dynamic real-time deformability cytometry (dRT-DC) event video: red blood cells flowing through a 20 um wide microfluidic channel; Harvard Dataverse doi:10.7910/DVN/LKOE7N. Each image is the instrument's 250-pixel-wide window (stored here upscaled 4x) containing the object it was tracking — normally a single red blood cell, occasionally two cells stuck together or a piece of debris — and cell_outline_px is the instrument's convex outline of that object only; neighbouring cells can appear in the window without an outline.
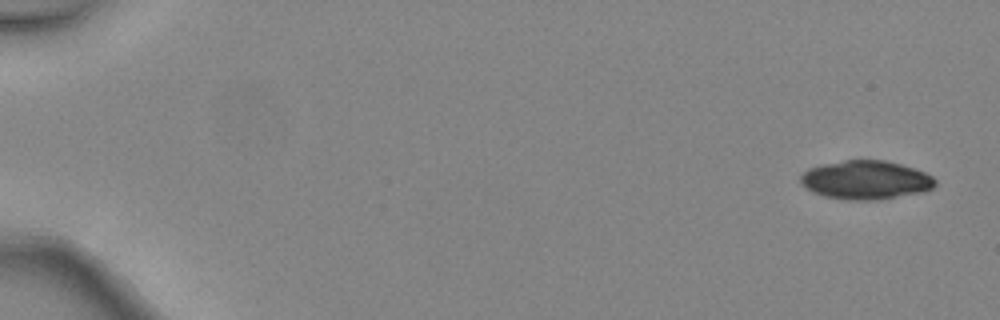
{"species": "common noctule bat (a hibernating species)", "species_latin": "Nyctalus noctula", "temperature_condition": "warm", "stored_images_in_passage": 4, "camera_frame_rate_fps": 3000, "um_per_image_px": 0.085, "animal": {"sex": "female", "body_mass_g": 24.6, "forearm_length_mm": 56.2}, "frame": {"image": 1, "passage_image": 1, "time_ms": 0.0, "image_size_px": [1000, 320], "cell_outline_px": [[936, 184], [932, 188], [924, 192], [876, 200], [848, 200], [824, 196], [812, 192], [800, 180], [800, 176], [808, 168], [820, 164], [844, 160], [884, 160], [900, 164], [924, 172], [932, 176], [936, 180]], "centroid_in_image_um": [73.59, 15.3], "position_along_channel_um": 11.4, "area_um2": 30.35}}